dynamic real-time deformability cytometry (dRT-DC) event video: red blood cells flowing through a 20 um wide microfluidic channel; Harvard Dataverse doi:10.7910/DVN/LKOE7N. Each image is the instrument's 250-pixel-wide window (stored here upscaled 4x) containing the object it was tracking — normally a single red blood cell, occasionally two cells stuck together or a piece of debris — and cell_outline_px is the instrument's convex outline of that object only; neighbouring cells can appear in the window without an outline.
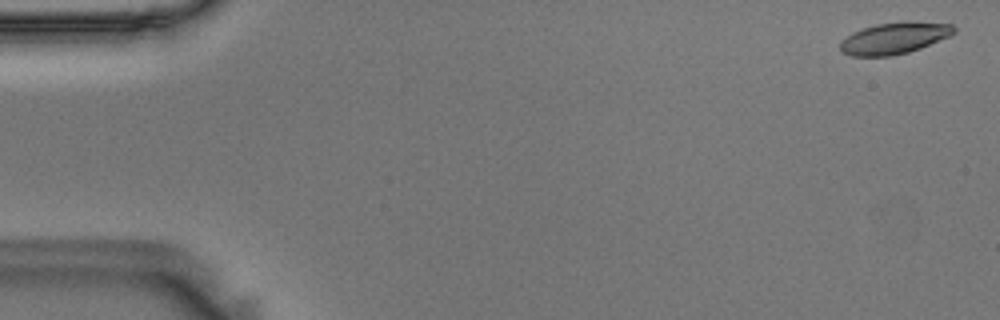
{"species": "Egyptian fruit bat (a non-hibernating species)", "species_latin": "Rousettus aegyptiacus", "temperature_condition": "room temperature", "stored_images_in_passage": 56, "camera_frame_rate_fps": 3000, "um_per_image_px": 0.085, "animal": {"sex": "male"}, "frame": {"image": 1, "passage_image": 2, "time_ms": 0.333, "image_size_px": [1000, 320], "cell_outline_px": [[956, 32], [952, 36], [920, 48], [908, 52], [892, 56], [852, 56], [840, 52], [840, 40], [852, 32], [876, 24], [908, 20], [952, 24], [956, 28]], "centroid_in_image_um": [76.04, 3.23], "position_along_channel_um": 9.0, "area_um2": 21.33}}
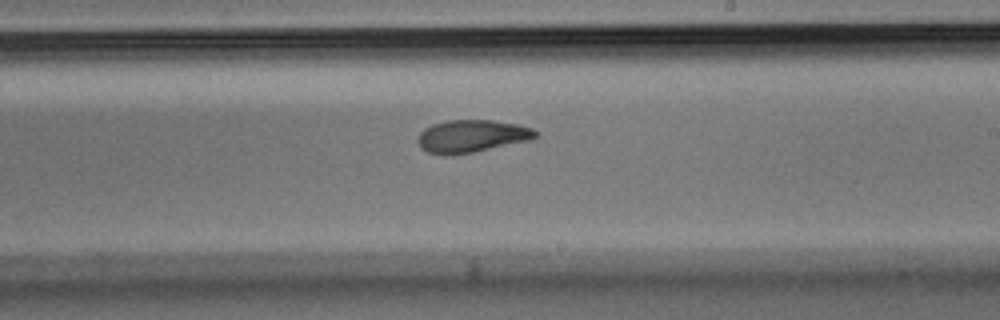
{"frame": {"image": 2, "passage_image": 33, "time_ms": 10.667, "image_size_px": [1000, 320], "cell_outline_px": [[536, 136], [532, 140], [452, 156], [444, 156], [428, 152], [420, 148], [416, 140], [420, 132], [424, 128], [432, 124], [444, 120], [492, 120], [516, 124], [532, 128], [536, 132]], "centroid_in_image_um": [40.03, 11.58], "position_along_channel_um": 249.0, "area_um2": 22.54}}
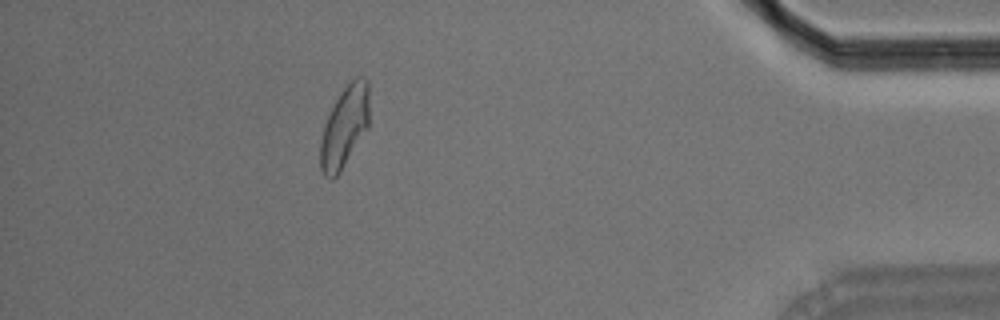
{"frame": {"image": 3, "passage_image": 50, "time_ms": 16.333, "image_size_px": [1000, 320], "cell_outline_px": [[368, 128], [340, 172], [332, 180], [328, 180], [324, 176], [320, 168], [320, 140], [324, 124], [340, 92], [356, 76], [360, 76], [368, 80]], "centroid_in_image_um": [29.27, 10.81], "position_along_channel_um": 405.9, "area_um2": 23.12}, "authors_computed_cell_mechanics": {"area_um2": 22.3397, "velocity_mm_per_s": 3.6287, "shape_relaxation_time_tau1_ms": 4.2045, "shape_relaxation_time_tau2_ms": 3.3704, "deformation_change_tau1": 0.1476, "deformation_change_tau2": 0.0937}}